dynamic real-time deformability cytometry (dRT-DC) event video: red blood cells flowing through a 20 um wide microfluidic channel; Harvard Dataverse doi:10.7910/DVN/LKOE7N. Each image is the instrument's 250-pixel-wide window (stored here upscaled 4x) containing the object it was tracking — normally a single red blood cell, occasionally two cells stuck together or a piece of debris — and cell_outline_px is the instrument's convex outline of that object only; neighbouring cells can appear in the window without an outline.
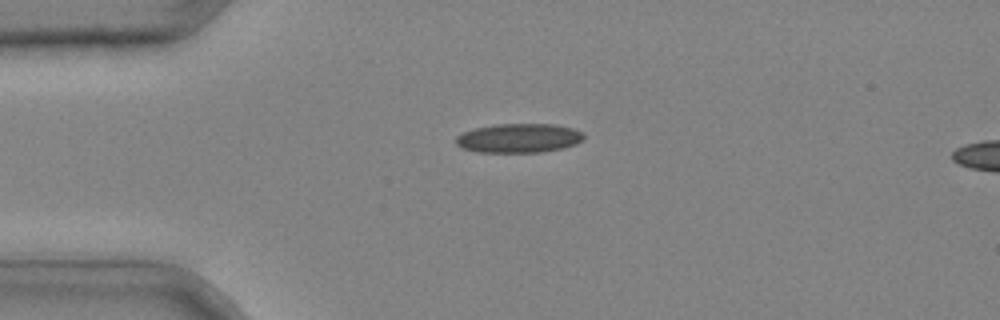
{"species": "common noctule bat (a hibernating species)", "species_latin": "Nyctalus noctula", "temperature_condition": "cold", "stored_images_in_passage": 33, "camera_frame_rate_fps": 3000, "um_per_image_px": 0.085, "animal": {"sex": "male", "body_mass_g": 20.4}, "frame": {"image": 1, "passage_image": 4, "time_ms": 1.0, "image_size_px": [1000, 320], "cell_outline_px": [[584, 140], [576, 144], [564, 148], [540, 152], [476, 152], [460, 148], [456, 144], [456, 136], [464, 132], [476, 128], [496, 124], [556, 124], [572, 128], [584, 132]], "centroid_in_image_um": [44.12, 11.74], "position_along_channel_um": 40.9, "area_um2": 21.91}}
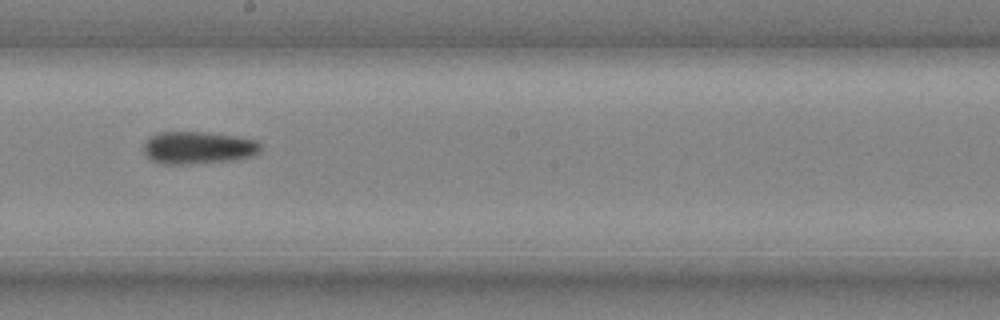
{"frame": {"image": 2, "passage_image": 18, "time_ms": 5.667, "image_size_px": [1000, 320], "cell_outline_px": [[260, 152], [252, 156], [232, 160], [180, 164], [164, 164], [152, 160], [144, 152], [144, 144], [152, 136], [160, 132], [204, 132], [236, 136], [256, 140], [260, 144]], "centroid_in_image_um": [16.86, 12.55], "position_along_channel_um": 231.3, "area_um2": 21.79}}
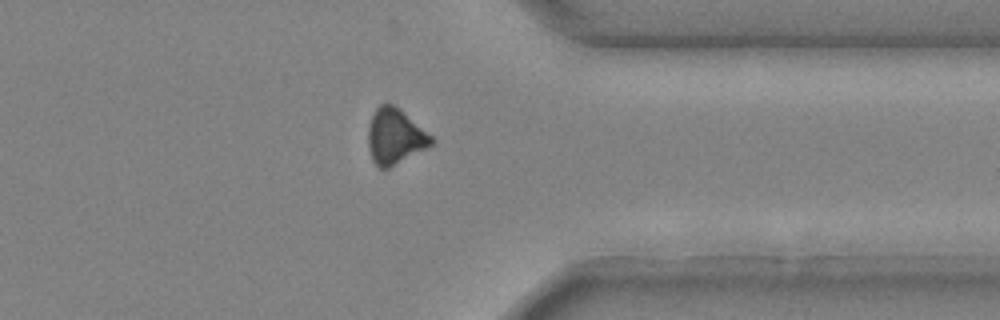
{"frame": {"image": 3, "passage_image": 28, "time_ms": 9.0, "image_size_px": [1000, 320], "cell_outline_px": [[432, 144], [388, 168], [380, 168], [372, 160], [368, 148], [368, 128], [372, 116], [376, 108], [380, 104], [392, 104], [400, 108], [432, 136]], "centroid_in_image_um": [33.54, 11.57], "position_along_channel_um": 377.9, "area_um2": 20.06}}